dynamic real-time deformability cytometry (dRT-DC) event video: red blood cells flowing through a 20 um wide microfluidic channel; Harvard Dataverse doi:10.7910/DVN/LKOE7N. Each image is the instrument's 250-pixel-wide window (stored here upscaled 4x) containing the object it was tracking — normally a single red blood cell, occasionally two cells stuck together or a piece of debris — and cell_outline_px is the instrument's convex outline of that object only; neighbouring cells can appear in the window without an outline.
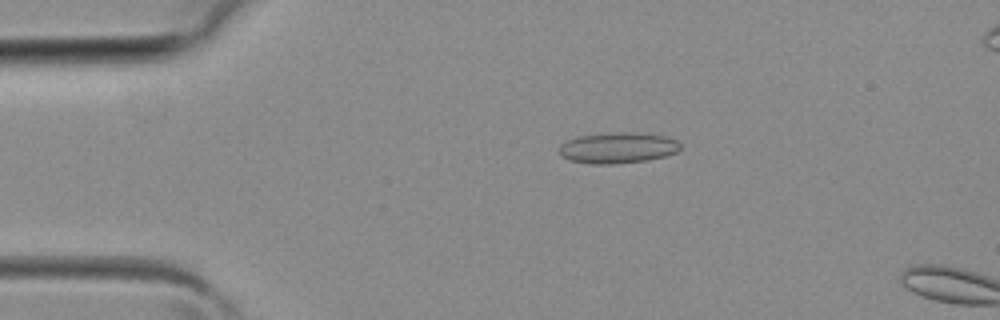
{"species": "common noctule bat (a hibernating species)", "species_latin": "Nyctalus noctula", "temperature_condition": "room temperature", "stored_images_in_passage": 9, "camera_frame_rate_fps": 3000, "um_per_image_px": 0.085, "animal": {"sex": "female", "body_mass_g": 19.3, "forearm_length_mm": 54.1}, "frame": {"image": 1, "passage_image": 7, "time_ms": 2.0, "image_size_px": [1000, 320], "cell_outline_px": [[680, 148], [676, 152], [664, 156], [648, 160], [612, 164], [592, 164], [568, 160], [560, 156], [560, 144], [568, 140], [580, 136], [620, 132], [632, 132], [668, 136], [676, 140], [680, 144]], "centroid_in_image_um": [52.51, 12.57], "position_along_channel_um": 32.5, "area_um2": 21.73}}